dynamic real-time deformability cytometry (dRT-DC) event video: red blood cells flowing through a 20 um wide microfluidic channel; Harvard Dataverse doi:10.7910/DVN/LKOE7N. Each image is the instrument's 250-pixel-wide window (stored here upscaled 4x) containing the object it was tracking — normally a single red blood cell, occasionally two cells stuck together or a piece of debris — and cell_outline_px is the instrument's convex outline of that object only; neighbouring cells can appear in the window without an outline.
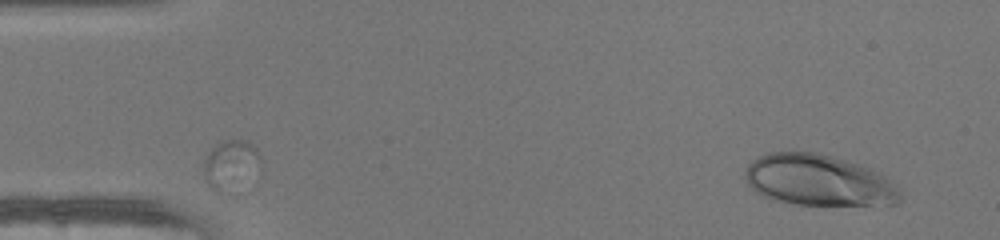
{"species": "human", "species_latin": "Homo sapiens", "temperature_condition": "warm", "stored_images_in_passage": 4, "segment_of_instrument_passage": [3, 3], "camera_frame_rate_fps": 3000, "um_per_image_px": 0.085, "donor": {"sex": "female"}, "frame": {"image": 1, "passage_image": 4, "time_ms": 1.0, "image_size_px": [1000, 240], "cell_outline_px": [[900, 204], [796, 204], [776, 200], [764, 196], [756, 192], [748, 184], [744, 176], [744, 172], [748, 164], [752, 160], [768, 152], [816, 152], [832, 156], [860, 164], [872, 168], [880, 172], [900, 192]], "centroid_in_image_um": [69.55, 15.3], "position_along_channel_um": 15.5, "area_um2": 45.95}}